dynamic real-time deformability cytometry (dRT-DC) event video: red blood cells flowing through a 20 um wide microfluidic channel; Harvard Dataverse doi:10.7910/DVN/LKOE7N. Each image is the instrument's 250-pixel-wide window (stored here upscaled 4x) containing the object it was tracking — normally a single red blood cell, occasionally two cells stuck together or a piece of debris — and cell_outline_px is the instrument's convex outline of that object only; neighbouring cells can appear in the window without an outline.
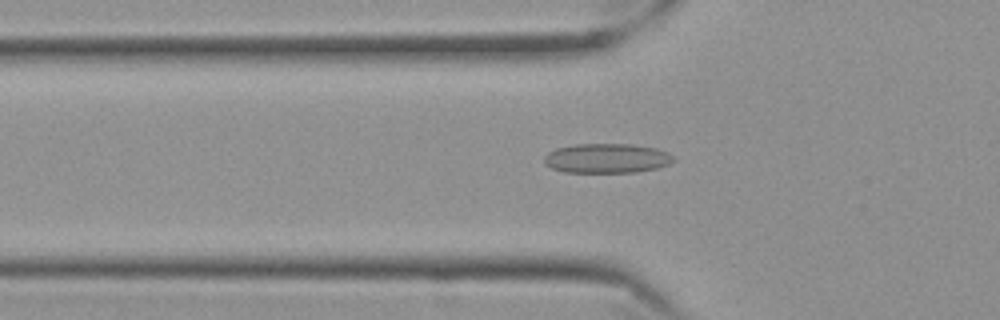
{"species": "Egyptian fruit bat (a non-hibernating species)", "species_latin": "Rousettus aegyptiacus", "temperature_condition": "cold", "stored_images_in_passage": 41, "camera_frame_rate_fps": 3000, "um_per_image_px": 0.085, "frame": {"image": 1, "passage_image": 3, "time_ms": 0.667, "image_size_px": [1000, 320], "cell_outline_px": [[676, 160], [668, 164], [656, 168], [636, 172], [564, 172], [552, 168], [544, 164], [544, 156], [548, 152], [556, 148], [576, 144], [632, 144], [656, 148], [672, 156]], "centroid_in_image_um": [51.54, 13.45], "position_along_channel_um": 74.3, "area_um2": 22.2}}
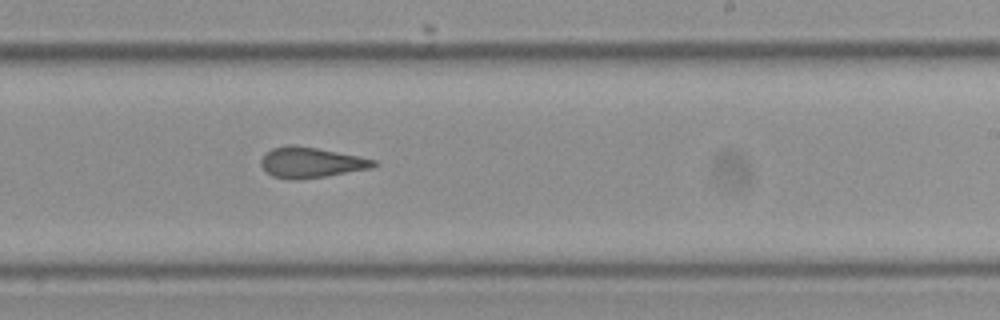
{"frame": {"image": 2, "passage_image": 19, "time_ms": 6.0, "image_size_px": [1000, 320], "cell_outline_px": [[376, 164], [372, 168], [328, 176], [296, 180], [288, 180], [272, 176], [260, 164], [260, 160], [272, 148], [288, 144], [292, 144], [316, 148], [360, 156], [376, 160]], "centroid_in_image_um": [26.44, 13.82], "position_along_channel_um": 262.6, "area_um2": 20.06}}
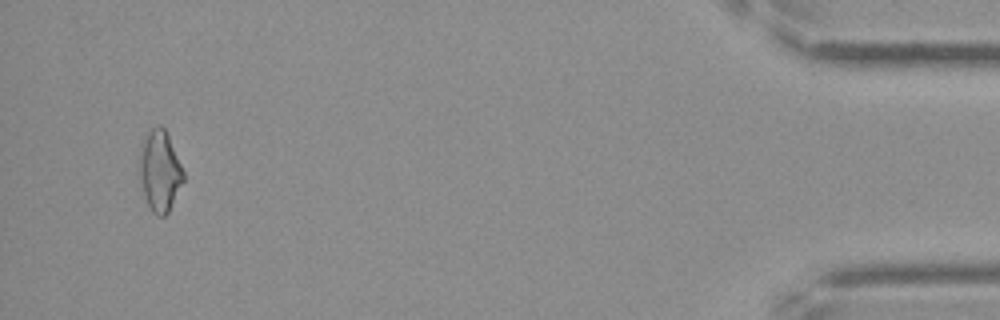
{"frame": {"image": 3, "passage_image": 39, "time_ms": 12.667, "image_size_px": [1000, 320], "cell_outline_px": [[184, 180], [168, 212], [164, 216], [156, 216], [152, 212], [148, 204], [140, 180], [140, 144], [152, 128], [160, 124], [164, 128], [168, 136], [184, 172]], "centroid_in_image_um": [13.58, 14.54], "position_along_channel_um": 421.6, "area_um2": 20.29}, "authors_computed_cell_mechanics": {"area_um2": 19.9988, "velocity_mm_per_s": 3.5071, "shape_relaxation_time_tau1_ms": null, "shape_relaxation_time_tau2_ms": 2.9781, "deformation_change_tau1": null, "deformation_change_tau2": 0.1287}}